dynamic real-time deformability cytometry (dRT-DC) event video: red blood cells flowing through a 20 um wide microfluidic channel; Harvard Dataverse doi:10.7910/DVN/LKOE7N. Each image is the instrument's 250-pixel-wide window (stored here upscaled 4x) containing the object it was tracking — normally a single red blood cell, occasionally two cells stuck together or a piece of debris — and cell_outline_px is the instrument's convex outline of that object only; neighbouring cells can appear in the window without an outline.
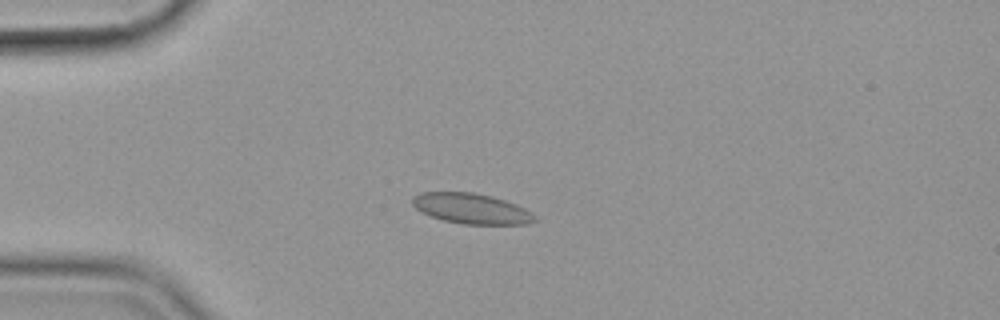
{"species": "common noctule bat (a hibernating species)", "species_latin": "Nyctalus noctula", "temperature_condition": "cold", "stored_images_in_passage": 56, "camera_frame_rate_fps": 3000, "um_per_image_px": 0.085, "animal": {"sex": "female", "body_mass_g": 19.9}, "frame": {"image": 1, "passage_image": 14, "time_ms": 4.333, "image_size_px": [1000, 320], "cell_outline_px": [[540, 220], [528, 224], [464, 224], [444, 220], [420, 212], [412, 204], [412, 196], [420, 192], [476, 192], [492, 196], [516, 204], [532, 212]], "centroid_in_image_um": [40.09, 17.72], "position_along_channel_um": 44.9, "area_um2": 21.85}}
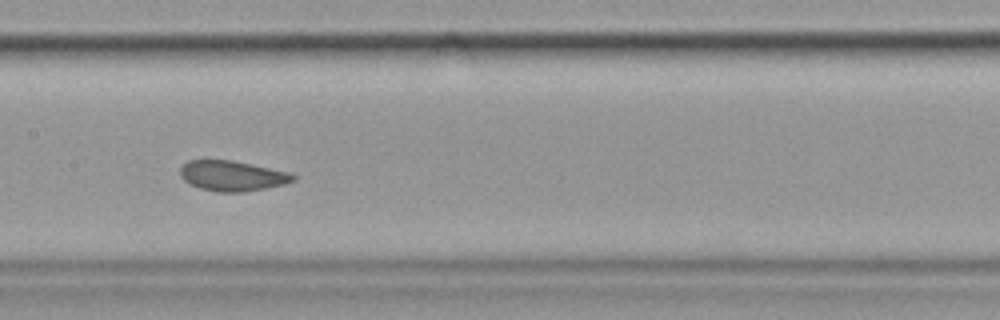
{"frame": {"image": 2, "passage_image": 28, "time_ms": 9.0, "image_size_px": [1000, 320], "cell_outline_px": [[296, 180], [284, 184], [244, 192], [216, 192], [200, 188], [184, 180], [180, 176], [180, 168], [188, 160], [232, 160], [292, 172], [296, 176]], "centroid_in_image_um": [19.77, 14.94], "position_along_channel_um": 187.6, "area_um2": 20.0}}
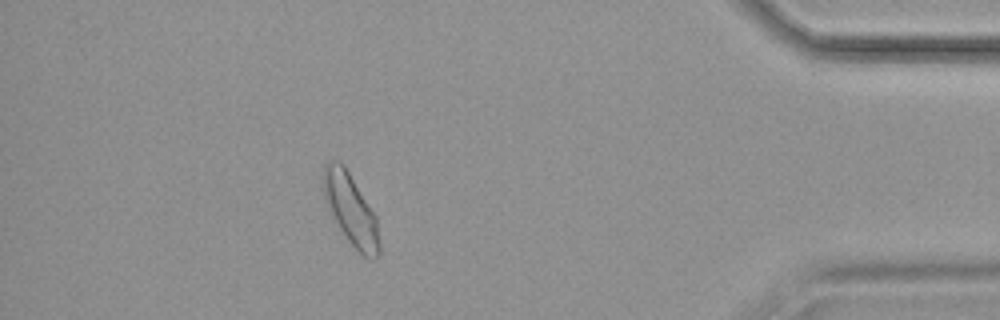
{"frame": {"image": 3, "passage_image": 50, "time_ms": 16.333, "image_size_px": [1000, 320], "cell_outline_px": [[380, 256], [372, 260], [356, 252], [332, 216], [324, 200], [320, 180], [324, 164], [328, 160], [336, 160], [344, 164], [376, 216], [380, 244]], "centroid_in_image_um": [29.78, 17.79], "position_along_channel_um": 405.4, "area_um2": 23.76}}